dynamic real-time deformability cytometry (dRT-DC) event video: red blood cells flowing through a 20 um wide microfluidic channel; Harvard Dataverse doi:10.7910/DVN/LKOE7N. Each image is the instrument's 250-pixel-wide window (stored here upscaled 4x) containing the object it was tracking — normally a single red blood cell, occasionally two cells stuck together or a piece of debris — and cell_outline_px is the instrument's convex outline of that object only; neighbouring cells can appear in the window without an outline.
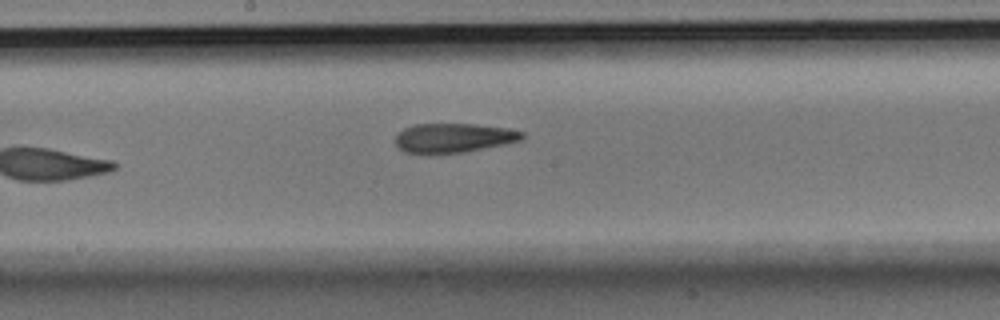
{"species": "Egyptian fruit bat (a non-hibernating species)", "species_latin": "Rousettus aegyptiacus", "temperature_condition": "room temperature", "stored_images_in_passage": 8, "camera_frame_rate_fps": 3000, "um_per_image_px": 0.085, "animal": {"sex": "male"}, "frame": {"image": 1, "passage_image": 8, "time_ms": 2.333, "image_size_px": [1000, 320], "cell_outline_px": [[528, 136], [524, 140], [464, 152], [404, 152], [396, 144], [396, 136], [404, 128], [416, 124], [472, 124], [508, 128], [524, 132]], "centroid_in_image_um": [38.65, 11.7], "position_along_channel_um": 209.6, "area_um2": 21.33}}